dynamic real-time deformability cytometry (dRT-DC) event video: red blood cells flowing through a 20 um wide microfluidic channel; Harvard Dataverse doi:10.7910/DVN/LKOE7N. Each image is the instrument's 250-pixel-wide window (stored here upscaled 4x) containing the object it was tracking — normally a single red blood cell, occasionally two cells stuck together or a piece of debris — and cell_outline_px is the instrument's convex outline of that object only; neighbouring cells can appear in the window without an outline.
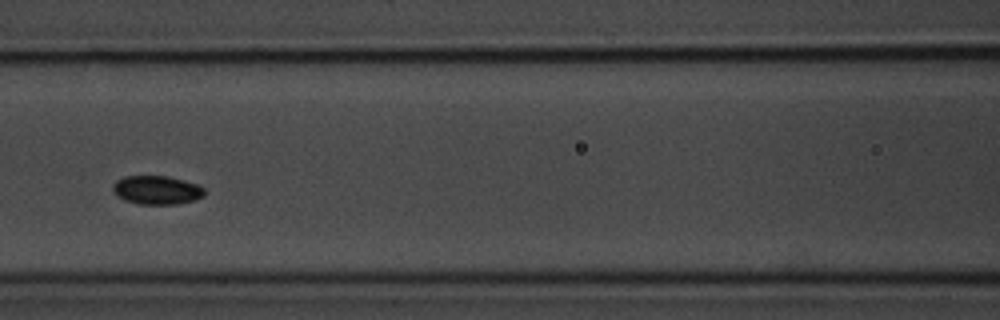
{"species": "common noctule bat (a hibernating species)", "species_latin": "Nyctalus noctula", "temperature_condition": "room temperature", "stored_images_in_passage": 8, "camera_frame_rate_fps": 3000, "um_per_image_px": 0.085, "animal": {"sex": "male", "body_mass_g": 20.1, "forearm_length_mm": 53.5}, "frame": {"image": 1, "passage_image": 5, "time_ms": 4.667, "image_size_px": [1000, 320], "cell_outline_px": [[204, 196], [196, 200], [180, 204], [140, 204], [124, 200], [116, 196], [112, 192], [112, 184], [116, 180], [124, 176], [168, 176], [184, 180], [196, 184], [204, 188]], "centroid_in_image_um": [13.3, 16.16], "position_along_channel_um": 153.3, "area_um2": 15.55}}
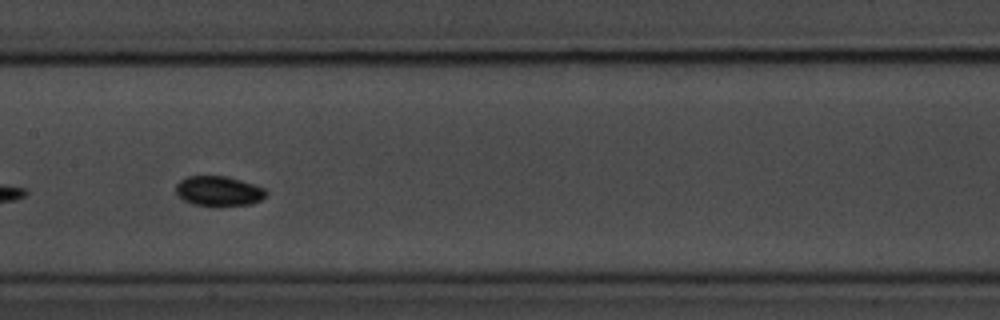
{"frame": {"image": 2, "passage_image": 6, "time_ms": 5.667, "image_size_px": [1000, 320], "cell_outline_px": [[268, 192], [260, 200], [252, 204], [220, 208], [216, 208], [192, 204], [184, 200], [176, 192], [176, 184], [180, 180], [188, 176], [228, 176], [256, 184], [264, 188]], "centroid_in_image_um": [18.61, 16.27], "position_along_channel_um": 188.8, "area_um2": 16.3}}
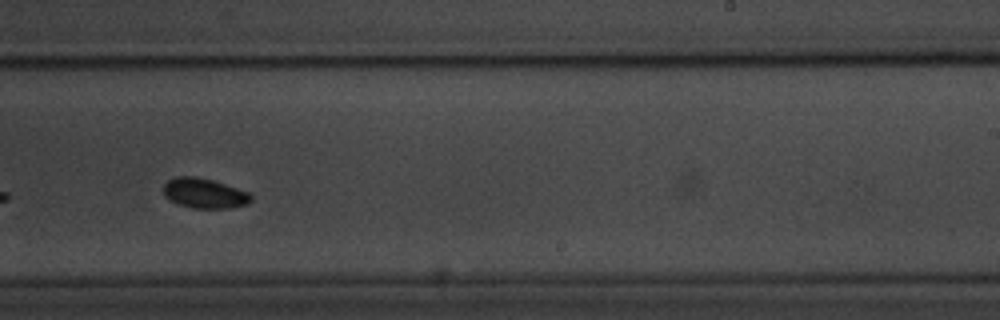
{"frame": {"image": 3, "passage_image": 8, "time_ms": 8.0, "image_size_px": [1000, 320], "cell_outline_px": [[252, 200], [248, 204], [232, 208], [192, 208], [176, 204], [168, 200], [164, 196], [164, 184], [168, 180], [176, 176], [192, 176], [212, 180], [248, 192], [252, 196]], "centroid_in_image_um": [17.35, 16.44], "position_along_channel_um": 271.7, "area_um2": 15.37}}